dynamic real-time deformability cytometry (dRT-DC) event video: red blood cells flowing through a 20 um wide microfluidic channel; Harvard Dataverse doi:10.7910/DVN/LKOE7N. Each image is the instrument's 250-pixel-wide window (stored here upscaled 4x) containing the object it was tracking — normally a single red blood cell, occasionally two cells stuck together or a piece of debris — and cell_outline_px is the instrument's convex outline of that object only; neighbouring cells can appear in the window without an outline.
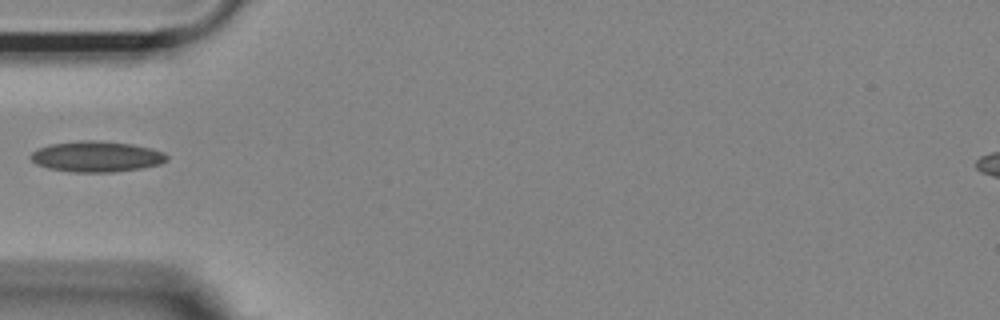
{"species": "Egyptian fruit bat (a non-hibernating species)", "species_latin": "Rousettus aegyptiacus", "temperature_condition": "room temperature", "stored_images_in_passage": 17, "camera_frame_rate_fps": 3000, "um_per_image_px": 0.085, "animal": {"sex": "female"}, "frame": {"image": 1, "passage_image": 1, "time_ms": 0.0, "image_size_px": [1000, 320], "cell_outline_px": [[168, 160], [160, 164], [140, 168], [112, 172], [72, 172], [48, 168], [36, 164], [28, 156], [32, 152], [40, 148], [52, 144], [80, 140], [100, 140], [132, 144], [152, 148], [164, 152], [168, 156]], "centroid_in_image_um": [8.22, 13.3], "position_along_channel_um": 76.8, "area_um2": 24.45}}
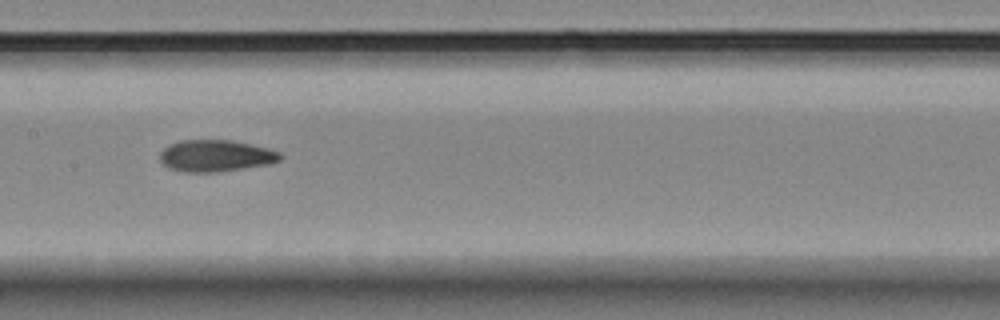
{"frame": {"image": 2, "passage_image": 10, "time_ms": 3.0, "image_size_px": [1000, 320], "cell_outline_px": [[284, 156], [280, 160], [268, 164], [244, 168], [216, 172], [184, 172], [172, 168], [164, 164], [160, 160], [160, 152], [168, 144], [180, 140], [232, 140], [268, 148], [280, 152]], "centroid_in_image_um": [18.35, 13.23], "position_along_channel_um": 189.1, "area_um2": 22.2}}
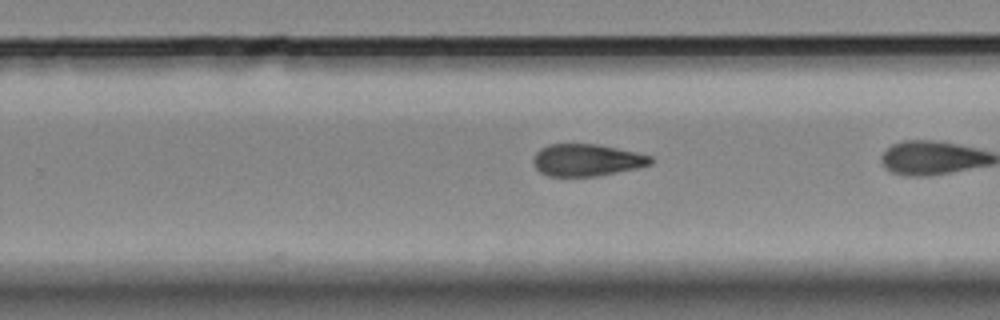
{"frame": {"image": 3, "passage_image": 15, "time_ms": 4.667, "image_size_px": [1000, 320], "cell_outline_px": [[656, 160], [652, 164], [636, 168], [596, 176], [548, 176], [540, 172], [532, 164], [532, 160], [536, 152], [540, 148], [548, 144], [600, 144], [636, 152], [652, 156]], "centroid_in_image_um": [49.87, 13.59], "position_along_channel_um": 279.9, "area_um2": 22.14}}